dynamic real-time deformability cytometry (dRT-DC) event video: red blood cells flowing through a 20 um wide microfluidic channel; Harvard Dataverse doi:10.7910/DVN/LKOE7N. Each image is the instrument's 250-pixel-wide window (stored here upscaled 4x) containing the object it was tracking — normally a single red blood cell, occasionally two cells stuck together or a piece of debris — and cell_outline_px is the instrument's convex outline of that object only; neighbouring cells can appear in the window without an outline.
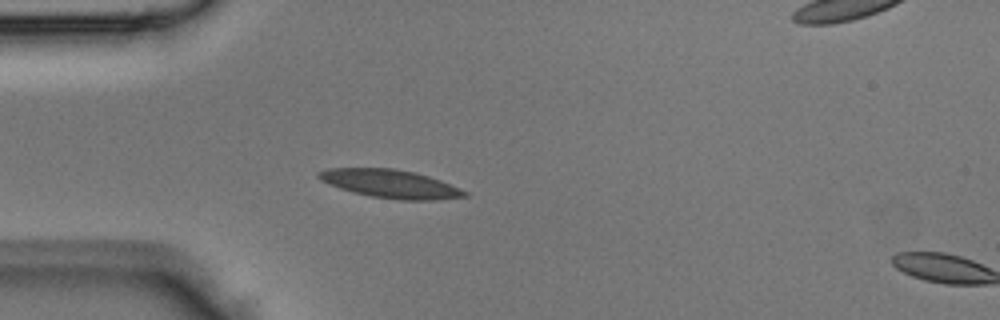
{"species": "Egyptian fruit bat (a non-hibernating species)", "species_latin": "Rousettus aegyptiacus", "temperature_condition": "room temperature", "stored_images_in_passage": 34, "camera_frame_rate_fps": 3000, "um_per_image_px": 0.085, "animal": {"sex": "male"}, "frame": {"image": 1, "passage_image": 1, "time_ms": 0.0, "image_size_px": [1000, 320], "cell_outline_px": [[468, 196], [436, 200], [400, 200], [372, 196], [340, 188], [320, 180], [316, 176], [316, 172], [328, 168], [392, 168], [416, 172], [440, 180], [460, 188], [468, 192]], "centroid_in_image_um": [33.19, 15.61], "position_along_channel_um": 51.8, "area_um2": 23.99}}
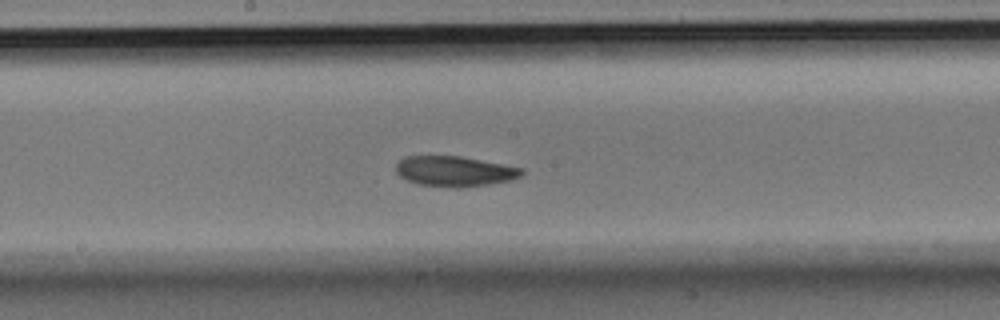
{"frame": {"image": 2, "passage_image": 12, "time_ms": 3.667, "image_size_px": [1000, 320], "cell_outline_px": [[524, 172], [520, 176], [508, 180], [488, 184], [456, 188], [420, 184], [408, 180], [400, 176], [396, 172], [396, 164], [404, 156], [460, 156], [524, 168]], "centroid_in_image_um": [38.63, 14.55], "position_along_channel_um": 209.6, "area_um2": 21.96}}
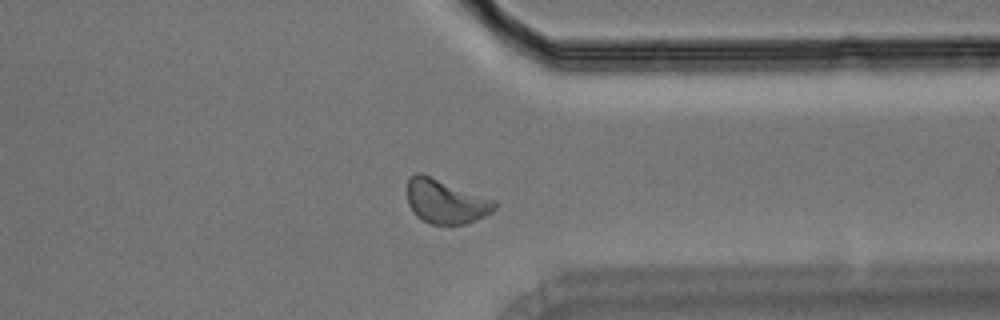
{"frame": {"image": 3, "passage_image": 23, "time_ms": 7.333, "image_size_px": [1000, 320], "cell_outline_px": [[496, 208], [492, 212], [484, 216], [464, 224], [432, 224], [416, 216], [408, 204], [408, 176], [416, 172], [420, 172], [496, 200]], "centroid_in_image_um": [37.87, 17.1], "position_along_channel_um": 373.5, "area_um2": 22.43}}